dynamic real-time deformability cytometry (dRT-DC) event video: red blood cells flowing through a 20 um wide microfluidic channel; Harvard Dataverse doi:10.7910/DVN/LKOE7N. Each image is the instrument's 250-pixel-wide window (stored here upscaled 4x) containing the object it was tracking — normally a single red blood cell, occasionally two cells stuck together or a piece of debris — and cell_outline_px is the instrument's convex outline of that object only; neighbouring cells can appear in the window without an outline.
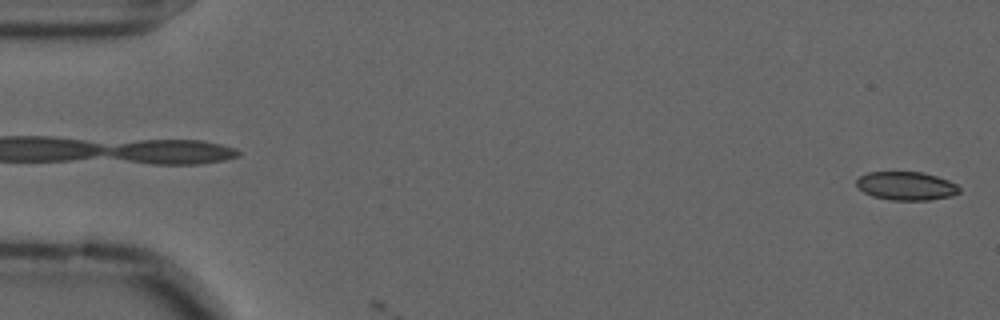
{"species": "common noctule bat (a hibernating species)", "species_latin": "Nyctalus noctula", "temperature_condition": "cold", "stored_images_in_passage": 5, "camera_frame_rate_fps": 3000, "um_per_image_px": 0.085, "animal": {"sex": "male", "forearm_length_mm": 52.5}, "frame": {"image": 1, "passage_image": 1, "time_ms": 0.0, "image_size_px": [1000, 320], "cell_outline_px": [[960, 192], [952, 196], [928, 200], [892, 200], [872, 196], [864, 192], [856, 184], [856, 180], [860, 176], [868, 172], [924, 172], [948, 180], [956, 184], [960, 188]], "centroid_in_image_um": [77.04, 15.8], "position_along_channel_um": 8.0, "area_um2": 17.05}}